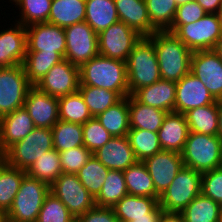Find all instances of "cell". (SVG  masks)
Masks as SVG:
<instances>
[{
	"instance_id": "6da1fadb",
	"label": "cell",
	"mask_w": 222,
	"mask_h": 222,
	"mask_svg": "<svg viewBox=\"0 0 222 222\" xmlns=\"http://www.w3.org/2000/svg\"><path fill=\"white\" fill-rule=\"evenodd\" d=\"M148 38L154 44L161 79L178 82L190 72L193 52L177 36L156 31Z\"/></svg>"
},
{
	"instance_id": "7a4b0ae2",
	"label": "cell",
	"mask_w": 222,
	"mask_h": 222,
	"mask_svg": "<svg viewBox=\"0 0 222 222\" xmlns=\"http://www.w3.org/2000/svg\"><path fill=\"white\" fill-rule=\"evenodd\" d=\"M79 85H90L129 96L126 62L102 55L93 57L79 68Z\"/></svg>"
},
{
	"instance_id": "3957f363",
	"label": "cell",
	"mask_w": 222,
	"mask_h": 222,
	"mask_svg": "<svg viewBox=\"0 0 222 222\" xmlns=\"http://www.w3.org/2000/svg\"><path fill=\"white\" fill-rule=\"evenodd\" d=\"M126 65L129 95L161 79L154 44L148 37H142L134 46Z\"/></svg>"
},
{
	"instance_id": "277c9868",
	"label": "cell",
	"mask_w": 222,
	"mask_h": 222,
	"mask_svg": "<svg viewBox=\"0 0 222 222\" xmlns=\"http://www.w3.org/2000/svg\"><path fill=\"white\" fill-rule=\"evenodd\" d=\"M222 139L218 135L189 132L181 157L184 166L204 173L220 166Z\"/></svg>"
},
{
	"instance_id": "5b68a950",
	"label": "cell",
	"mask_w": 222,
	"mask_h": 222,
	"mask_svg": "<svg viewBox=\"0 0 222 222\" xmlns=\"http://www.w3.org/2000/svg\"><path fill=\"white\" fill-rule=\"evenodd\" d=\"M50 186L34 177L24 175L20 188L9 210L7 222H37Z\"/></svg>"
},
{
	"instance_id": "8992f818",
	"label": "cell",
	"mask_w": 222,
	"mask_h": 222,
	"mask_svg": "<svg viewBox=\"0 0 222 222\" xmlns=\"http://www.w3.org/2000/svg\"><path fill=\"white\" fill-rule=\"evenodd\" d=\"M51 149H54L52 129L35 127L25 138L10 146L2 159L10 166L26 171Z\"/></svg>"
},
{
	"instance_id": "52a82bcc",
	"label": "cell",
	"mask_w": 222,
	"mask_h": 222,
	"mask_svg": "<svg viewBox=\"0 0 222 222\" xmlns=\"http://www.w3.org/2000/svg\"><path fill=\"white\" fill-rule=\"evenodd\" d=\"M202 173L183 166L167 190L160 196L159 205L165 212L180 213L201 194Z\"/></svg>"
},
{
	"instance_id": "ba28073f",
	"label": "cell",
	"mask_w": 222,
	"mask_h": 222,
	"mask_svg": "<svg viewBox=\"0 0 222 222\" xmlns=\"http://www.w3.org/2000/svg\"><path fill=\"white\" fill-rule=\"evenodd\" d=\"M99 55L126 62L141 36L124 22L118 21L98 34Z\"/></svg>"
},
{
	"instance_id": "9c48e42d",
	"label": "cell",
	"mask_w": 222,
	"mask_h": 222,
	"mask_svg": "<svg viewBox=\"0 0 222 222\" xmlns=\"http://www.w3.org/2000/svg\"><path fill=\"white\" fill-rule=\"evenodd\" d=\"M31 86L23 64L0 68V117L23 107Z\"/></svg>"
},
{
	"instance_id": "30bf717a",
	"label": "cell",
	"mask_w": 222,
	"mask_h": 222,
	"mask_svg": "<svg viewBox=\"0 0 222 222\" xmlns=\"http://www.w3.org/2000/svg\"><path fill=\"white\" fill-rule=\"evenodd\" d=\"M173 34L192 52L213 50L222 28L217 14H206L194 23L181 25Z\"/></svg>"
},
{
	"instance_id": "8fae6325",
	"label": "cell",
	"mask_w": 222,
	"mask_h": 222,
	"mask_svg": "<svg viewBox=\"0 0 222 222\" xmlns=\"http://www.w3.org/2000/svg\"><path fill=\"white\" fill-rule=\"evenodd\" d=\"M50 192L65 204L75 218L95 206V198L81 184L76 174L62 173L50 185Z\"/></svg>"
},
{
	"instance_id": "7c38bea8",
	"label": "cell",
	"mask_w": 222,
	"mask_h": 222,
	"mask_svg": "<svg viewBox=\"0 0 222 222\" xmlns=\"http://www.w3.org/2000/svg\"><path fill=\"white\" fill-rule=\"evenodd\" d=\"M66 37L65 59L77 67L99 55L98 35L84 21L64 28Z\"/></svg>"
},
{
	"instance_id": "4fadbf2b",
	"label": "cell",
	"mask_w": 222,
	"mask_h": 222,
	"mask_svg": "<svg viewBox=\"0 0 222 222\" xmlns=\"http://www.w3.org/2000/svg\"><path fill=\"white\" fill-rule=\"evenodd\" d=\"M79 67L65 58L54 65L34 86L53 96L62 97L78 91Z\"/></svg>"
},
{
	"instance_id": "5bb4252c",
	"label": "cell",
	"mask_w": 222,
	"mask_h": 222,
	"mask_svg": "<svg viewBox=\"0 0 222 222\" xmlns=\"http://www.w3.org/2000/svg\"><path fill=\"white\" fill-rule=\"evenodd\" d=\"M190 72L205 84L216 101L222 102V60L213 50L193 52Z\"/></svg>"
},
{
	"instance_id": "9a60e30c",
	"label": "cell",
	"mask_w": 222,
	"mask_h": 222,
	"mask_svg": "<svg viewBox=\"0 0 222 222\" xmlns=\"http://www.w3.org/2000/svg\"><path fill=\"white\" fill-rule=\"evenodd\" d=\"M27 52L59 53L65 58V30L48 22L35 23L26 27Z\"/></svg>"
},
{
	"instance_id": "2e32d148",
	"label": "cell",
	"mask_w": 222,
	"mask_h": 222,
	"mask_svg": "<svg viewBox=\"0 0 222 222\" xmlns=\"http://www.w3.org/2000/svg\"><path fill=\"white\" fill-rule=\"evenodd\" d=\"M143 162L153 180L155 191L160 196L184 166L181 153L166 150L146 158Z\"/></svg>"
},
{
	"instance_id": "e0dca14e",
	"label": "cell",
	"mask_w": 222,
	"mask_h": 222,
	"mask_svg": "<svg viewBox=\"0 0 222 222\" xmlns=\"http://www.w3.org/2000/svg\"><path fill=\"white\" fill-rule=\"evenodd\" d=\"M33 120L35 127L52 128L59 121L58 98L32 85L23 106Z\"/></svg>"
},
{
	"instance_id": "ac0fdd59",
	"label": "cell",
	"mask_w": 222,
	"mask_h": 222,
	"mask_svg": "<svg viewBox=\"0 0 222 222\" xmlns=\"http://www.w3.org/2000/svg\"><path fill=\"white\" fill-rule=\"evenodd\" d=\"M216 100L205 84L189 72L176 82L175 112L185 114L191 109L214 104Z\"/></svg>"
},
{
	"instance_id": "d6986e66",
	"label": "cell",
	"mask_w": 222,
	"mask_h": 222,
	"mask_svg": "<svg viewBox=\"0 0 222 222\" xmlns=\"http://www.w3.org/2000/svg\"><path fill=\"white\" fill-rule=\"evenodd\" d=\"M27 52L26 27L21 23L11 24L0 31V68L23 64Z\"/></svg>"
},
{
	"instance_id": "ffe728a7",
	"label": "cell",
	"mask_w": 222,
	"mask_h": 222,
	"mask_svg": "<svg viewBox=\"0 0 222 222\" xmlns=\"http://www.w3.org/2000/svg\"><path fill=\"white\" fill-rule=\"evenodd\" d=\"M35 128L24 107L0 117V152L3 154L10 146L25 138Z\"/></svg>"
},
{
	"instance_id": "44dd1931",
	"label": "cell",
	"mask_w": 222,
	"mask_h": 222,
	"mask_svg": "<svg viewBox=\"0 0 222 222\" xmlns=\"http://www.w3.org/2000/svg\"><path fill=\"white\" fill-rule=\"evenodd\" d=\"M93 156L108 169L118 171L126 170L137 161L127 136L112 137Z\"/></svg>"
},
{
	"instance_id": "7402d4cb",
	"label": "cell",
	"mask_w": 222,
	"mask_h": 222,
	"mask_svg": "<svg viewBox=\"0 0 222 222\" xmlns=\"http://www.w3.org/2000/svg\"><path fill=\"white\" fill-rule=\"evenodd\" d=\"M132 96L140 103L175 112L176 82L160 79L152 85L136 90Z\"/></svg>"
},
{
	"instance_id": "603a6c76",
	"label": "cell",
	"mask_w": 222,
	"mask_h": 222,
	"mask_svg": "<svg viewBox=\"0 0 222 222\" xmlns=\"http://www.w3.org/2000/svg\"><path fill=\"white\" fill-rule=\"evenodd\" d=\"M157 133L162 150L181 153L189 134L185 114L167 113Z\"/></svg>"
},
{
	"instance_id": "cb8c5ba5",
	"label": "cell",
	"mask_w": 222,
	"mask_h": 222,
	"mask_svg": "<svg viewBox=\"0 0 222 222\" xmlns=\"http://www.w3.org/2000/svg\"><path fill=\"white\" fill-rule=\"evenodd\" d=\"M119 21L136 30L141 36L148 37L158 31L147 13L145 0H114Z\"/></svg>"
},
{
	"instance_id": "d4e9b609",
	"label": "cell",
	"mask_w": 222,
	"mask_h": 222,
	"mask_svg": "<svg viewBox=\"0 0 222 222\" xmlns=\"http://www.w3.org/2000/svg\"><path fill=\"white\" fill-rule=\"evenodd\" d=\"M130 129H144L157 133L168 112L138 102L128 96Z\"/></svg>"
},
{
	"instance_id": "484cf974",
	"label": "cell",
	"mask_w": 222,
	"mask_h": 222,
	"mask_svg": "<svg viewBox=\"0 0 222 222\" xmlns=\"http://www.w3.org/2000/svg\"><path fill=\"white\" fill-rule=\"evenodd\" d=\"M86 0H52L48 23L66 28L85 21Z\"/></svg>"
},
{
	"instance_id": "4316f807",
	"label": "cell",
	"mask_w": 222,
	"mask_h": 222,
	"mask_svg": "<svg viewBox=\"0 0 222 222\" xmlns=\"http://www.w3.org/2000/svg\"><path fill=\"white\" fill-rule=\"evenodd\" d=\"M159 198L127 194L112 209L118 221H134L136 218L148 217V213L159 205Z\"/></svg>"
},
{
	"instance_id": "83f0119b",
	"label": "cell",
	"mask_w": 222,
	"mask_h": 222,
	"mask_svg": "<svg viewBox=\"0 0 222 222\" xmlns=\"http://www.w3.org/2000/svg\"><path fill=\"white\" fill-rule=\"evenodd\" d=\"M118 21L114 0H86L85 22L97 34Z\"/></svg>"
},
{
	"instance_id": "f1b7e54d",
	"label": "cell",
	"mask_w": 222,
	"mask_h": 222,
	"mask_svg": "<svg viewBox=\"0 0 222 222\" xmlns=\"http://www.w3.org/2000/svg\"><path fill=\"white\" fill-rule=\"evenodd\" d=\"M96 119L112 137L127 136L130 129L128 97L98 114Z\"/></svg>"
},
{
	"instance_id": "f546056e",
	"label": "cell",
	"mask_w": 222,
	"mask_h": 222,
	"mask_svg": "<svg viewBox=\"0 0 222 222\" xmlns=\"http://www.w3.org/2000/svg\"><path fill=\"white\" fill-rule=\"evenodd\" d=\"M219 101L189 110L185 113L189 132L218 135Z\"/></svg>"
},
{
	"instance_id": "4dcf8cb0",
	"label": "cell",
	"mask_w": 222,
	"mask_h": 222,
	"mask_svg": "<svg viewBox=\"0 0 222 222\" xmlns=\"http://www.w3.org/2000/svg\"><path fill=\"white\" fill-rule=\"evenodd\" d=\"M128 194L142 197H160L143 161H136L123 171Z\"/></svg>"
},
{
	"instance_id": "1f68e13d",
	"label": "cell",
	"mask_w": 222,
	"mask_h": 222,
	"mask_svg": "<svg viewBox=\"0 0 222 222\" xmlns=\"http://www.w3.org/2000/svg\"><path fill=\"white\" fill-rule=\"evenodd\" d=\"M25 170L8 165L0 159V210L7 212L20 188Z\"/></svg>"
},
{
	"instance_id": "d6a6232c",
	"label": "cell",
	"mask_w": 222,
	"mask_h": 222,
	"mask_svg": "<svg viewBox=\"0 0 222 222\" xmlns=\"http://www.w3.org/2000/svg\"><path fill=\"white\" fill-rule=\"evenodd\" d=\"M185 222H219L222 206L200 194L181 212Z\"/></svg>"
},
{
	"instance_id": "836d02e7",
	"label": "cell",
	"mask_w": 222,
	"mask_h": 222,
	"mask_svg": "<svg viewBox=\"0 0 222 222\" xmlns=\"http://www.w3.org/2000/svg\"><path fill=\"white\" fill-rule=\"evenodd\" d=\"M78 91L83 97L92 117H96L122 99L115 91L90 85H79Z\"/></svg>"
},
{
	"instance_id": "e575fe53",
	"label": "cell",
	"mask_w": 222,
	"mask_h": 222,
	"mask_svg": "<svg viewBox=\"0 0 222 222\" xmlns=\"http://www.w3.org/2000/svg\"><path fill=\"white\" fill-rule=\"evenodd\" d=\"M64 58L59 53L26 52L23 66L31 85H35L46 73Z\"/></svg>"
},
{
	"instance_id": "d590c367",
	"label": "cell",
	"mask_w": 222,
	"mask_h": 222,
	"mask_svg": "<svg viewBox=\"0 0 222 222\" xmlns=\"http://www.w3.org/2000/svg\"><path fill=\"white\" fill-rule=\"evenodd\" d=\"M127 194L128 190L123 171L109 170L102 189L95 198V205L99 207H113Z\"/></svg>"
},
{
	"instance_id": "8d00e7d4",
	"label": "cell",
	"mask_w": 222,
	"mask_h": 222,
	"mask_svg": "<svg viewBox=\"0 0 222 222\" xmlns=\"http://www.w3.org/2000/svg\"><path fill=\"white\" fill-rule=\"evenodd\" d=\"M58 105L61 121L83 125L92 118L79 91L59 97Z\"/></svg>"
},
{
	"instance_id": "74e56055",
	"label": "cell",
	"mask_w": 222,
	"mask_h": 222,
	"mask_svg": "<svg viewBox=\"0 0 222 222\" xmlns=\"http://www.w3.org/2000/svg\"><path fill=\"white\" fill-rule=\"evenodd\" d=\"M25 172L50 186L62 174L59 152L55 149L45 152Z\"/></svg>"
},
{
	"instance_id": "f35d334b",
	"label": "cell",
	"mask_w": 222,
	"mask_h": 222,
	"mask_svg": "<svg viewBox=\"0 0 222 222\" xmlns=\"http://www.w3.org/2000/svg\"><path fill=\"white\" fill-rule=\"evenodd\" d=\"M51 129L53 133V148L57 152L84 146L81 124L59 120Z\"/></svg>"
},
{
	"instance_id": "ab89813d",
	"label": "cell",
	"mask_w": 222,
	"mask_h": 222,
	"mask_svg": "<svg viewBox=\"0 0 222 222\" xmlns=\"http://www.w3.org/2000/svg\"><path fill=\"white\" fill-rule=\"evenodd\" d=\"M127 137L137 161H144L162 151L158 133L144 129H129Z\"/></svg>"
},
{
	"instance_id": "60d3db41",
	"label": "cell",
	"mask_w": 222,
	"mask_h": 222,
	"mask_svg": "<svg viewBox=\"0 0 222 222\" xmlns=\"http://www.w3.org/2000/svg\"><path fill=\"white\" fill-rule=\"evenodd\" d=\"M52 0H13L15 7H19L20 15L15 22L27 27L35 23L48 22Z\"/></svg>"
},
{
	"instance_id": "b9f144b4",
	"label": "cell",
	"mask_w": 222,
	"mask_h": 222,
	"mask_svg": "<svg viewBox=\"0 0 222 222\" xmlns=\"http://www.w3.org/2000/svg\"><path fill=\"white\" fill-rule=\"evenodd\" d=\"M109 170L93 155L77 172L81 184L96 198L102 189Z\"/></svg>"
},
{
	"instance_id": "7bdbcfd3",
	"label": "cell",
	"mask_w": 222,
	"mask_h": 222,
	"mask_svg": "<svg viewBox=\"0 0 222 222\" xmlns=\"http://www.w3.org/2000/svg\"><path fill=\"white\" fill-rule=\"evenodd\" d=\"M151 24L158 31H166L173 23L178 5L174 0H145Z\"/></svg>"
},
{
	"instance_id": "ee69618b",
	"label": "cell",
	"mask_w": 222,
	"mask_h": 222,
	"mask_svg": "<svg viewBox=\"0 0 222 222\" xmlns=\"http://www.w3.org/2000/svg\"><path fill=\"white\" fill-rule=\"evenodd\" d=\"M75 217L51 192L45 197L37 222H72Z\"/></svg>"
},
{
	"instance_id": "f6af8a7d",
	"label": "cell",
	"mask_w": 222,
	"mask_h": 222,
	"mask_svg": "<svg viewBox=\"0 0 222 222\" xmlns=\"http://www.w3.org/2000/svg\"><path fill=\"white\" fill-rule=\"evenodd\" d=\"M83 128V143L84 146L92 153L104 146L112 135L101 125V123L92 117L85 124Z\"/></svg>"
},
{
	"instance_id": "bcb514c9",
	"label": "cell",
	"mask_w": 222,
	"mask_h": 222,
	"mask_svg": "<svg viewBox=\"0 0 222 222\" xmlns=\"http://www.w3.org/2000/svg\"><path fill=\"white\" fill-rule=\"evenodd\" d=\"M92 155L93 153L85 146L59 152L62 173L77 174Z\"/></svg>"
},
{
	"instance_id": "7dc6e473",
	"label": "cell",
	"mask_w": 222,
	"mask_h": 222,
	"mask_svg": "<svg viewBox=\"0 0 222 222\" xmlns=\"http://www.w3.org/2000/svg\"><path fill=\"white\" fill-rule=\"evenodd\" d=\"M206 11L195 0L178 6L172 25L166 30L174 33L181 25L198 21L206 15Z\"/></svg>"
},
{
	"instance_id": "c3c4849f",
	"label": "cell",
	"mask_w": 222,
	"mask_h": 222,
	"mask_svg": "<svg viewBox=\"0 0 222 222\" xmlns=\"http://www.w3.org/2000/svg\"><path fill=\"white\" fill-rule=\"evenodd\" d=\"M201 194L222 206V168L202 173Z\"/></svg>"
},
{
	"instance_id": "681fc988",
	"label": "cell",
	"mask_w": 222,
	"mask_h": 222,
	"mask_svg": "<svg viewBox=\"0 0 222 222\" xmlns=\"http://www.w3.org/2000/svg\"><path fill=\"white\" fill-rule=\"evenodd\" d=\"M80 222H118L112 207L94 206L78 217Z\"/></svg>"
},
{
	"instance_id": "f907efd6",
	"label": "cell",
	"mask_w": 222,
	"mask_h": 222,
	"mask_svg": "<svg viewBox=\"0 0 222 222\" xmlns=\"http://www.w3.org/2000/svg\"><path fill=\"white\" fill-rule=\"evenodd\" d=\"M207 14H216L222 6V0H195Z\"/></svg>"
},
{
	"instance_id": "816d5d0a",
	"label": "cell",
	"mask_w": 222,
	"mask_h": 222,
	"mask_svg": "<svg viewBox=\"0 0 222 222\" xmlns=\"http://www.w3.org/2000/svg\"><path fill=\"white\" fill-rule=\"evenodd\" d=\"M158 222H185L181 213L162 211Z\"/></svg>"
},
{
	"instance_id": "f5cc1de1",
	"label": "cell",
	"mask_w": 222,
	"mask_h": 222,
	"mask_svg": "<svg viewBox=\"0 0 222 222\" xmlns=\"http://www.w3.org/2000/svg\"><path fill=\"white\" fill-rule=\"evenodd\" d=\"M162 211V208L158 205L151 213H148V217L136 218L132 222H158Z\"/></svg>"
},
{
	"instance_id": "db71d44e",
	"label": "cell",
	"mask_w": 222,
	"mask_h": 222,
	"mask_svg": "<svg viewBox=\"0 0 222 222\" xmlns=\"http://www.w3.org/2000/svg\"><path fill=\"white\" fill-rule=\"evenodd\" d=\"M218 136L222 139V102L219 101L218 112Z\"/></svg>"
},
{
	"instance_id": "11a10c76",
	"label": "cell",
	"mask_w": 222,
	"mask_h": 222,
	"mask_svg": "<svg viewBox=\"0 0 222 222\" xmlns=\"http://www.w3.org/2000/svg\"><path fill=\"white\" fill-rule=\"evenodd\" d=\"M213 51L221 58L222 60V36L218 39Z\"/></svg>"
},
{
	"instance_id": "9f6ffc18",
	"label": "cell",
	"mask_w": 222,
	"mask_h": 222,
	"mask_svg": "<svg viewBox=\"0 0 222 222\" xmlns=\"http://www.w3.org/2000/svg\"><path fill=\"white\" fill-rule=\"evenodd\" d=\"M0 222H7L6 212L0 210Z\"/></svg>"
},
{
	"instance_id": "6f0895ef",
	"label": "cell",
	"mask_w": 222,
	"mask_h": 222,
	"mask_svg": "<svg viewBox=\"0 0 222 222\" xmlns=\"http://www.w3.org/2000/svg\"><path fill=\"white\" fill-rule=\"evenodd\" d=\"M216 14L218 16V20H219V22L221 24V28H222V6L218 9Z\"/></svg>"
},
{
	"instance_id": "680465c9",
	"label": "cell",
	"mask_w": 222,
	"mask_h": 222,
	"mask_svg": "<svg viewBox=\"0 0 222 222\" xmlns=\"http://www.w3.org/2000/svg\"><path fill=\"white\" fill-rule=\"evenodd\" d=\"M174 1L178 6H180L193 0H174Z\"/></svg>"
},
{
	"instance_id": "91938a15",
	"label": "cell",
	"mask_w": 222,
	"mask_h": 222,
	"mask_svg": "<svg viewBox=\"0 0 222 222\" xmlns=\"http://www.w3.org/2000/svg\"><path fill=\"white\" fill-rule=\"evenodd\" d=\"M72 222H80L78 218H75Z\"/></svg>"
},
{
	"instance_id": "94428289",
	"label": "cell",
	"mask_w": 222,
	"mask_h": 222,
	"mask_svg": "<svg viewBox=\"0 0 222 222\" xmlns=\"http://www.w3.org/2000/svg\"><path fill=\"white\" fill-rule=\"evenodd\" d=\"M220 168H222V155H221V161H220Z\"/></svg>"
},
{
	"instance_id": "6125c7cd",
	"label": "cell",
	"mask_w": 222,
	"mask_h": 222,
	"mask_svg": "<svg viewBox=\"0 0 222 222\" xmlns=\"http://www.w3.org/2000/svg\"><path fill=\"white\" fill-rule=\"evenodd\" d=\"M219 222H222V213H221V216H220V221Z\"/></svg>"
}]
</instances>
